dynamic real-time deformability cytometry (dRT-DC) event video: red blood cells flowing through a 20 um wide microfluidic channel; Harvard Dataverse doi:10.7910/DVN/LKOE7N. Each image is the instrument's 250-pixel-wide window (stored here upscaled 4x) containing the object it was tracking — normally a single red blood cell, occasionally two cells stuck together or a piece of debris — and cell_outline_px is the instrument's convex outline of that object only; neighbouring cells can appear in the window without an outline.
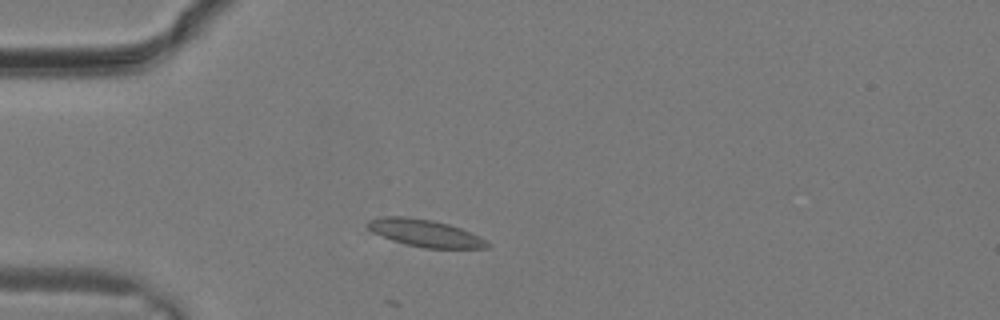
{"species": "common noctule bat (a hibernating species)", "species_latin": "Nyctalus noctula", "temperature_condition": "warm", "stored_images_in_passage": 10, "camera_frame_rate_fps": 3000, "um_per_image_px": 0.085, "animal": {"sex": "male", "body_mass_g": 19.2, "forearm_length_mm": 51.8}, "frame": {"image": 1, "passage_image": 1, "time_ms": 0.0, "image_size_px": [1000, 320], "cell_outline_px": [[492, 244], [488, 248], [424, 248], [392, 240], [372, 232], [364, 224], [368, 220], [384, 216], [404, 216], [432, 220], [448, 224], [460, 228]], "centroid_in_image_um": [36.08, 19.8], "position_along_channel_um": 48.9, "area_um2": 18.73}}
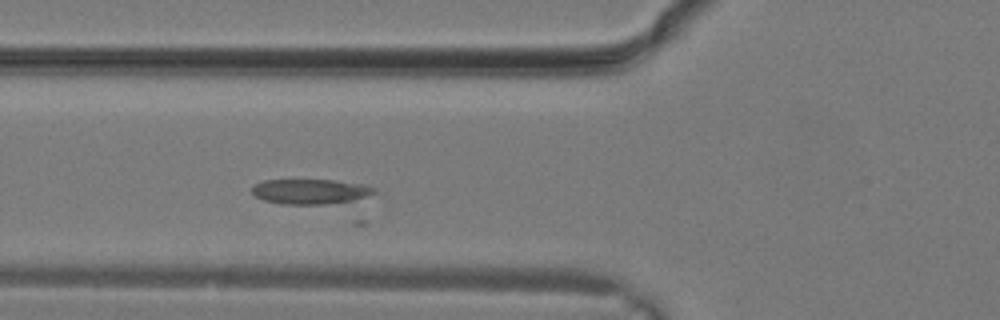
{"frame": {"image": 2, "passage_image": 4, "time_ms": 1.0, "image_size_px": [1000, 320], "cell_outline_px": [[376, 192], [352, 200], [328, 204], [280, 204], [264, 200], [256, 196], [252, 192], [252, 188], [256, 184], [264, 180], [336, 180], [360, 184], [376, 188]], "centroid_in_image_um": [26.35, 16.28], "position_along_channel_um": 99.5, "area_um2": 17.57}}